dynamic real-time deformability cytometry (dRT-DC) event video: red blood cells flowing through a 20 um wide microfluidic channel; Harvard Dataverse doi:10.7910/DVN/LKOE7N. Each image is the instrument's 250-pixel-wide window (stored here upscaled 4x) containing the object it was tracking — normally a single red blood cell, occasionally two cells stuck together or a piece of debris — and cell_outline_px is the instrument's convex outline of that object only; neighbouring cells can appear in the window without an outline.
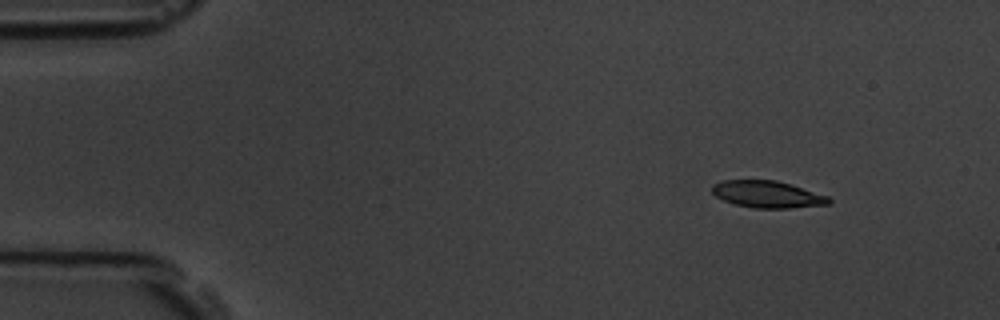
{"species": "common noctule bat (a hibernating species)", "species_latin": "Nyctalus noctula", "temperature_condition": "room temperature", "stored_images_in_passage": 3, "camera_frame_rate_fps": 3000, "um_per_image_px": 0.085, "animal": {"sex": "male", "body_mass_g": 19.5, "forearm_length_mm": 54.6}, "frame": {"image": 1, "passage_image": 1, "time_ms": 0.0, "image_size_px": [1000, 320], "cell_outline_px": [[832, 204], [788, 208], [752, 208], [736, 204], [724, 200], [716, 196], [712, 192], [712, 184], [724, 180], [776, 180], [792, 184], [828, 196], [832, 200]], "centroid_in_image_um": [65.26, 16.51], "position_along_channel_um": 19.7, "area_um2": 18.38}}
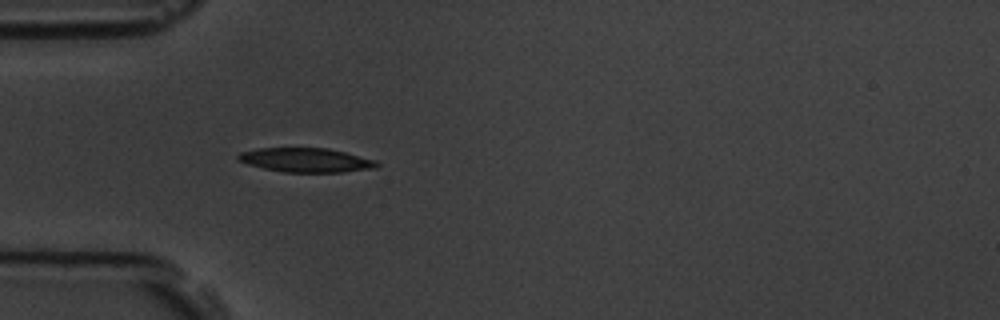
{"frame": {"image": 2, "passage_image": 3, "time_ms": 3.333, "image_size_px": [1000, 320], "cell_outline_px": [[380, 164], [376, 168], [340, 172], [284, 172], [264, 168], [248, 164], [236, 160], [236, 156], [240, 152], [260, 148], [328, 148], [376, 160]], "centroid_in_image_um": [25.99, 13.6], "position_along_channel_um": 59.0, "area_um2": 19.48}}